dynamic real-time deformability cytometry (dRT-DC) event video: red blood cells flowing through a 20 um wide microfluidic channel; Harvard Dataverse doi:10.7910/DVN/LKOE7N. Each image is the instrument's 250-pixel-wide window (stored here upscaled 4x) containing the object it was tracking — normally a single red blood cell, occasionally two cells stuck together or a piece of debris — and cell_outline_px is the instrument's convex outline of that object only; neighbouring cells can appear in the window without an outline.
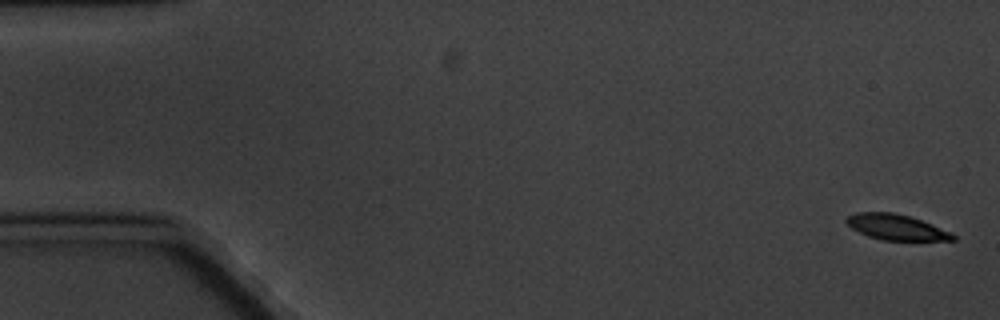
{"species": "common noctule bat (a hibernating species)", "species_latin": "Nyctalus noctula", "temperature_condition": "cold", "stored_images_in_passage": 7, "camera_frame_rate_fps": 3000, "um_per_image_px": 0.085, "animal": {"sex": "male", "body_mass_g": 20.1, "forearm_length_mm": 53.5}, "frame": {"image": 1, "passage_image": 1, "time_ms": 0.0, "image_size_px": [1000, 320], "cell_outline_px": [[956, 240], [884, 240], [868, 236], [852, 228], [844, 220], [848, 216], [856, 212], [892, 212], [908, 216], [932, 224], [952, 232], [956, 236]], "centroid_in_image_um": [76.19, 19.31], "position_along_channel_um": 8.8, "area_um2": 15.72}}
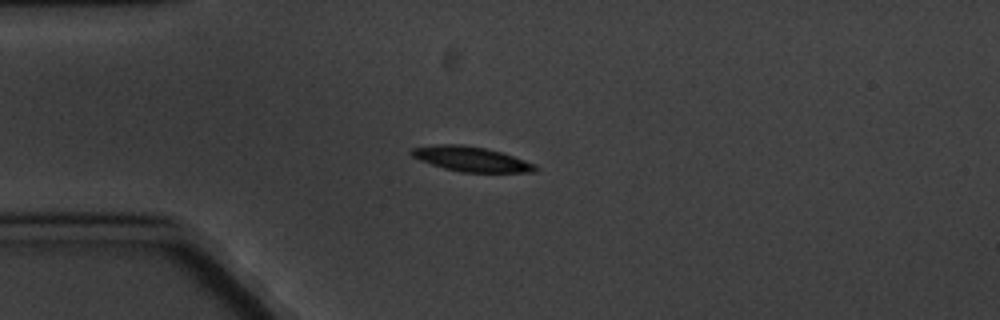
{"frame": {"image": 2, "passage_image": 4, "time_ms": 4.667, "image_size_px": [1000, 320], "cell_outline_px": [[536, 172], [460, 172], [444, 168], [420, 160], [412, 156], [408, 152], [412, 148], [440, 144], [460, 144], [484, 148], [500, 152], [536, 164]], "centroid_in_image_um": [40.02, 13.52], "position_along_channel_um": 45.0, "area_um2": 17.69}}